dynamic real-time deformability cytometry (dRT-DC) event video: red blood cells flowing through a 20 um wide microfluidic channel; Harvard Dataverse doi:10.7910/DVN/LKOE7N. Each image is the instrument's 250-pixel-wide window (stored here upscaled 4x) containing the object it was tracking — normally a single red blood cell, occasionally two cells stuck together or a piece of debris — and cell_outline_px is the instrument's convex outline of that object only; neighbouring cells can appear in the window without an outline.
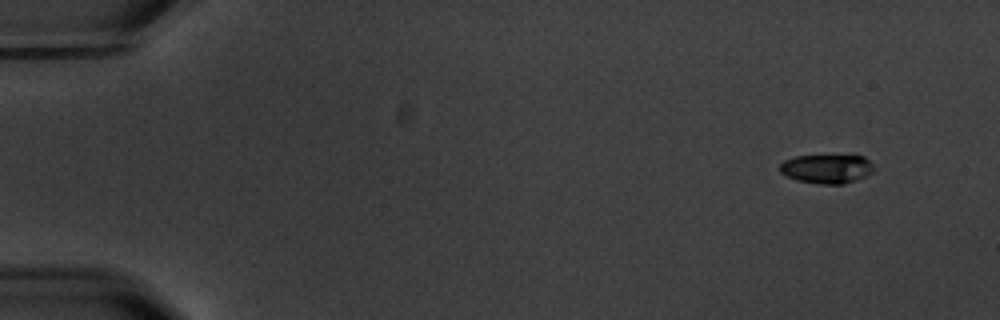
{"species": "common noctule bat (a hibernating species)", "species_latin": "Nyctalus noctula", "temperature_condition": "warm", "stored_images_in_passage": 5, "camera_frame_rate_fps": 3000, "um_per_image_px": 0.085, "animal": {"sex": "male", "body_mass_g": 20.1, "forearm_length_mm": 53.5}, "frame": {"image": 1, "passage_image": 1, "time_ms": 0.0, "image_size_px": [1000, 320], "cell_outline_px": [[876, 168], [872, 172], [856, 180], [844, 184], [820, 184], [796, 180], [780, 172], [780, 164], [784, 160], [796, 156], [864, 156]], "centroid_in_image_um": [70.28, 14.35], "position_along_channel_um": 14.7, "area_um2": 15.78}}
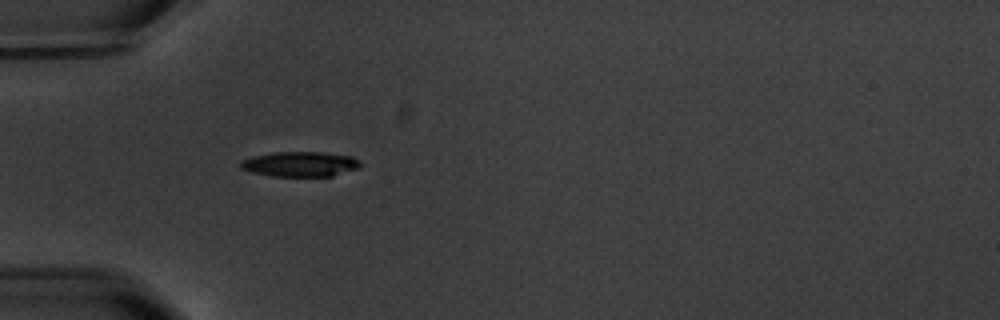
{"frame": {"image": 2, "passage_image": 5, "time_ms": 4.667, "image_size_px": [1000, 320], "cell_outline_px": [[360, 168], [332, 176], [272, 176], [252, 172], [240, 168], [240, 160], [252, 156], [272, 152], [320, 152], [352, 156], [360, 160]], "centroid_in_image_um": [25.51, 13.94], "position_along_channel_um": 59.5, "area_um2": 17.57}}